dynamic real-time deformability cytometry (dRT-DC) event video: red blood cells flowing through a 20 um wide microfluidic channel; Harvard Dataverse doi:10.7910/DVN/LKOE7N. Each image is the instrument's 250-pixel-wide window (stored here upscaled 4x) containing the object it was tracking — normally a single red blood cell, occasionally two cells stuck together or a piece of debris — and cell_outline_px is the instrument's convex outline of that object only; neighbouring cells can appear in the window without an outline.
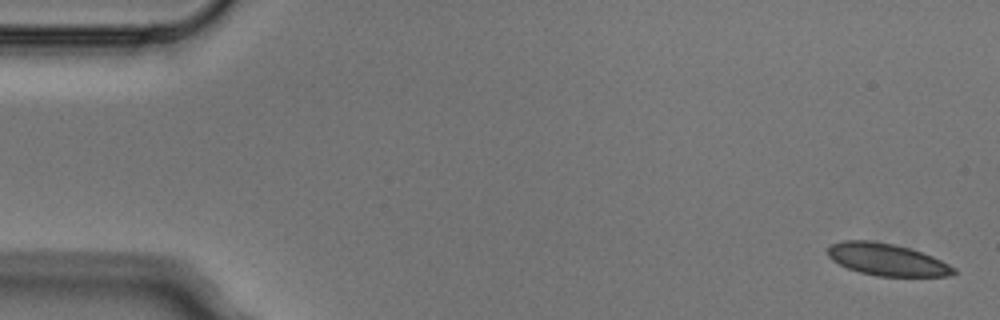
{"species": "Egyptian fruit bat (a non-hibernating species)", "species_latin": "Rousettus aegyptiacus", "temperature_condition": "cold", "stored_images_in_passage": 5, "camera_frame_rate_fps": 3000, "um_per_image_px": 0.085, "animal": {"sex": "male"}, "frame": {"image": 1, "passage_image": 1, "time_ms": 0.0, "image_size_px": [1000, 320], "cell_outline_px": [[956, 272], [948, 276], [876, 276], [860, 272], [848, 268], [832, 260], [828, 256], [828, 248], [832, 244], [844, 240], [872, 240], [892, 244], [908, 248], [932, 256], [956, 268]], "centroid_in_image_um": [75.37, 22.06], "position_along_channel_um": 9.6, "area_um2": 23.29}}
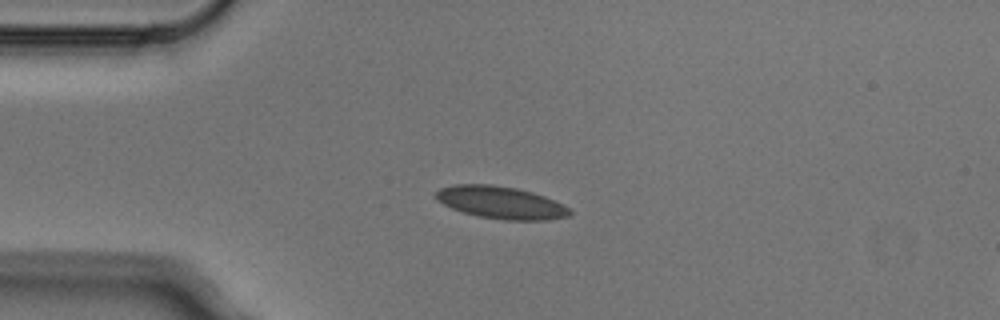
{"frame": {"image": 2, "passage_image": 4, "time_ms": 1.0, "image_size_px": [1000, 320], "cell_outline_px": [[572, 212], [568, 216], [548, 220], [504, 220], [480, 216], [464, 212], [452, 208], [436, 200], [436, 192], [440, 188], [452, 184], [492, 184], [516, 188], [532, 192], [544, 196], [572, 208]], "centroid_in_image_um": [42.59, 17.21], "position_along_channel_um": 42.4, "area_um2": 25.26}}